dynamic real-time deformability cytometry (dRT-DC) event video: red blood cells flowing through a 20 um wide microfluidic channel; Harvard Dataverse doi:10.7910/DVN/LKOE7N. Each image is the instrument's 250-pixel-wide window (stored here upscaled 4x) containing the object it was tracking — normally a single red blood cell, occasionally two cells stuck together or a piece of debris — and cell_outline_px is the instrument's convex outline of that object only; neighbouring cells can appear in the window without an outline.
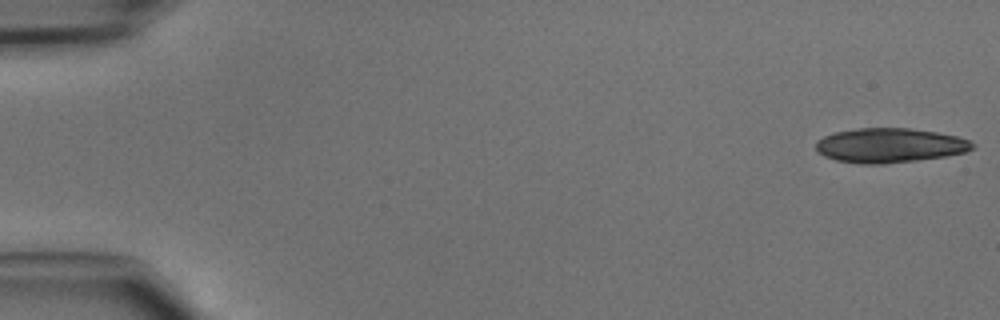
{"species": "common noctule bat (a hibernating species)", "species_latin": "Nyctalus noctula", "temperature_condition": "cold", "stored_images_in_passage": 5, "camera_frame_rate_fps": 3000, "um_per_image_px": 0.085, "animal": {"sex": "male", "body_mass_g": 15.6}, "frame": {"image": 1, "passage_image": 1, "time_ms": 0.0, "image_size_px": [1000, 320], "cell_outline_px": [[976, 148], [964, 152], [944, 156], [916, 160], [884, 164], [860, 164], [836, 160], [824, 156], [816, 152], [816, 140], [824, 136], [836, 132], [860, 128], [912, 128], [936, 132], [956, 136], [968, 140], [976, 144]], "centroid_in_image_um": [75.61, 12.36], "position_along_channel_um": 9.4, "area_um2": 31.5}}